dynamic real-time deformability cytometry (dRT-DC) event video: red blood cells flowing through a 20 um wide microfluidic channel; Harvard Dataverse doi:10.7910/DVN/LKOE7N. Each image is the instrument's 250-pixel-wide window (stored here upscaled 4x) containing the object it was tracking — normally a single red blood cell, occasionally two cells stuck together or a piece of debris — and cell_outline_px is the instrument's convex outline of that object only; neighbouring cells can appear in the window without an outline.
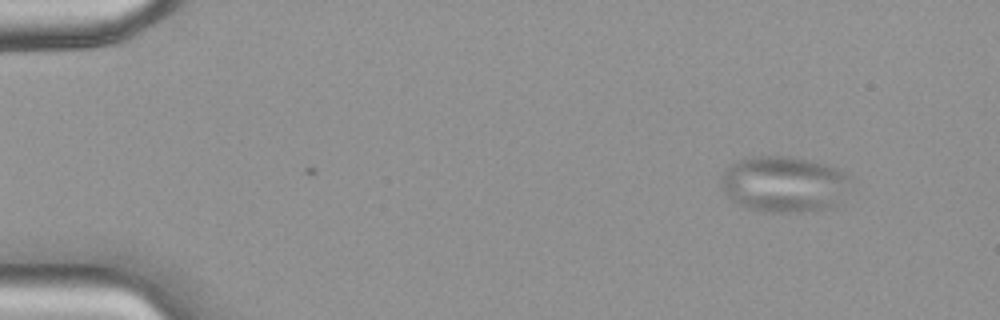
{"species": "common noctule bat (a hibernating species)", "species_latin": "Nyctalus noctula", "temperature_condition": "warm", "stored_images_in_passage": 2, "camera_frame_rate_fps": 3000, "um_per_image_px": 0.085, "animal": {"sex": "female", "body_mass_g": 18.4}, "frame": {"image": 1, "passage_image": 1, "time_ms": 0.0, "image_size_px": [1000, 320], "cell_outline_px": [[852, 176], [836, 204], [832, 208], [800, 212], [764, 212], [740, 204], [732, 200], [724, 192], [720, 184], [720, 176], [728, 164], [752, 156], [788, 156], [808, 160], [840, 168]], "centroid_in_image_um": [66.61, 15.63], "position_along_channel_um": 18.4, "area_um2": 42.31}}